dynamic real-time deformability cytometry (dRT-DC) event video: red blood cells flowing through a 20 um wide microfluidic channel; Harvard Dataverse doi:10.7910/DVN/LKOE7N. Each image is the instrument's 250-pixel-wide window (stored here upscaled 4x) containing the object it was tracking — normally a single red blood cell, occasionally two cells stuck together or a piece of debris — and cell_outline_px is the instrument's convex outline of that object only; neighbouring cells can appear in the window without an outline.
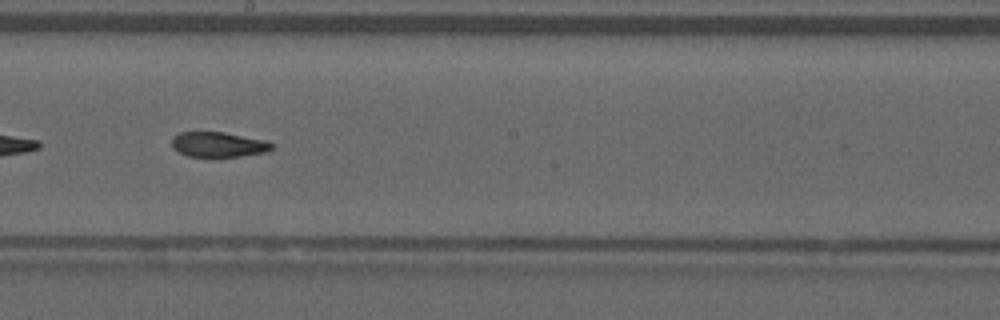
{"species": "common noctule bat (a hibernating species)", "species_latin": "Nyctalus noctula", "temperature_condition": "warm", "stored_images_in_passage": 54, "camera_frame_rate_fps": 3000, "um_per_image_px": 0.085, "animal": {"sex": "male", "forearm_length_mm": 52.5}, "frame": {"image": 1, "passage_image": 31, "time_ms": 10.0, "image_size_px": [1000, 320], "cell_outline_px": [[276, 144], [268, 152], [216, 160], [188, 156], [172, 148], [172, 136], [180, 132], [224, 132], [268, 140]], "centroid_in_image_um": [18.6, 12.33], "position_along_channel_um": 229.6, "area_um2": 15.55}}
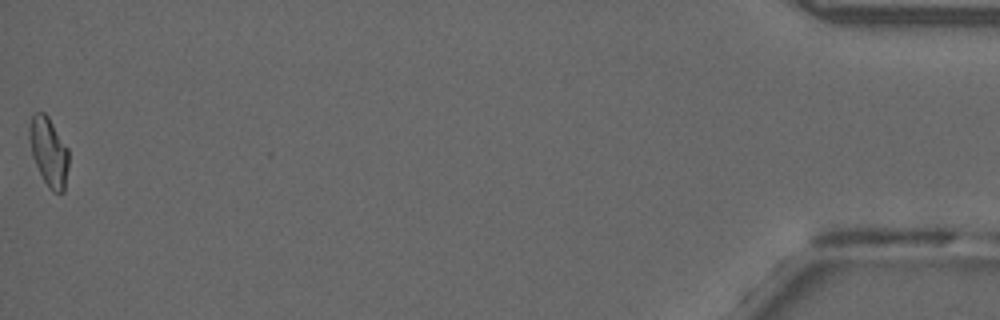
{"frame": {"image": 2, "passage_image": 54, "time_ms": 17.667, "image_size_px": [1000, 320], "cell_outline_px": [[68, 168], [64, 192], [52, 192], [48, 188], [32, 156], [28, 136], [28, 128], [32, 116], [36, 112], [44, 112], [48, 116], [68, 148]], "centroid_in_image_um": [4.14, 12.89], "position_along_channel_um": 431.1, "area_um2": 15.78}, "authors_computed_cell_mechanics": {"area_um2": 15.8661, "velocity_mm_per_s": 3.8927, "shape_relaxation_time_tau1_ms": 8.0784, "shape_relaxation_time_tau2_ms": 2.37, "deformation_change_tau1": 0.2017, "deformation_change_tau2": 0.0891}}